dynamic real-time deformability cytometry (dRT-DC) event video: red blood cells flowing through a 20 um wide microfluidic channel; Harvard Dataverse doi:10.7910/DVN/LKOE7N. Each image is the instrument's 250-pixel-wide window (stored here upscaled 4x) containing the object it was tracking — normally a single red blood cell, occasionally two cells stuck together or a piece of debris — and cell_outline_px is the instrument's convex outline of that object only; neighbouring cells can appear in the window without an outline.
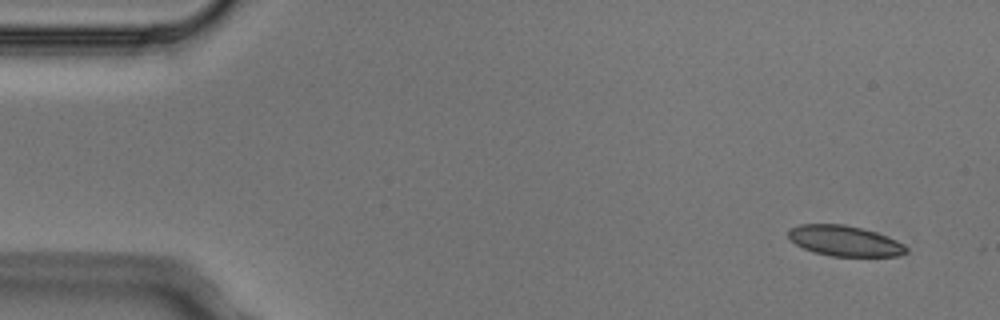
{"species": "Egyptian fruit bat (a non-hibernating species)", "species_latin": "Rousettus aegyptiacus", "temperature_condition": "cold", "stored_images_in_passage": 6, "camera_frame_rate_fps": 3000, "um_per_image_px": 0.085, "animal": {"sex": "male"}, "frame": {"image": 1, "passage_image": 2, "time_ms": 0.333, "image_size_px": [1000, 320], "cell_outline_px": [[908, 252], [900, 256], [832, 256], [816, 252], [804, 248], [796, 244], [788, 236], [788, 228], [800, 224], [844, 224], [876, 232], [888, 236], [904, 244], [908, 248]], "centroid_in_image_um": [71.82, 20.47], "position_along_channel_um": 13.2, "area_um2": 20.92}}
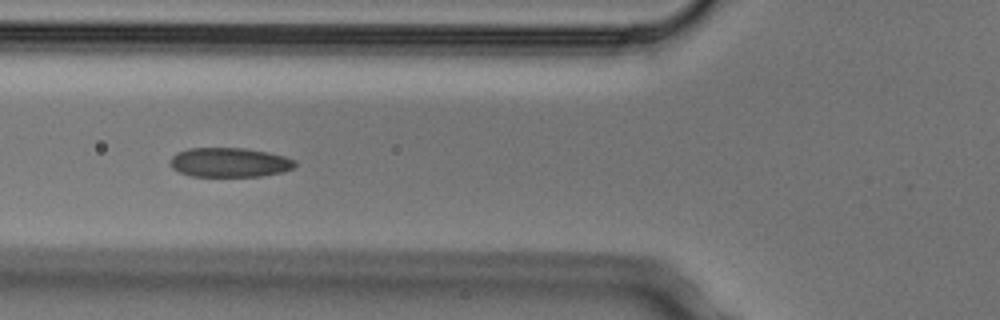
{"frame": {"image": 2, "passage_image": 6, "time_ms": 1.667, "image_size_px": [1000, 320], "cell_outline_px": [[296, 164], [292, 168], [280, 172], [260, 176], [192, 176], [180, 172], [172, 168], [168, 164], [168, 160], [176, 152], [188, 148], [248, 148], [268, 152], [284, 156], [296, 160]], "centroid_in_image_um": [19.46, 13.79], "position_along_channel_um": 106.3, "area_um2": 21.5}}